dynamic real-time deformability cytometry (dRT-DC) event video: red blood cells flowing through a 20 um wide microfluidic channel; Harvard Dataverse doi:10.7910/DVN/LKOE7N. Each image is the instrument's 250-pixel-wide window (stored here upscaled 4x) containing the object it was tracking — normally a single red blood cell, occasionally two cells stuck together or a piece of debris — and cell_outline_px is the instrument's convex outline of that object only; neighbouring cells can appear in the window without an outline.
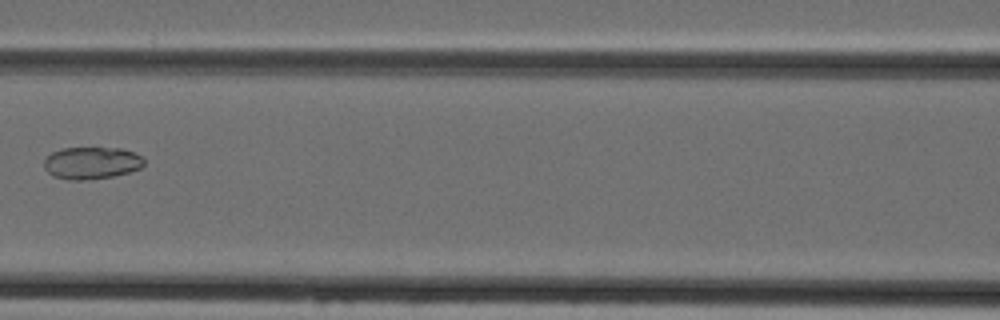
{"species": "Egyptian fruit bat (a non-hibernating species)", "species_latin": "Rousettus aegyptiacus", "temperature_condition": "cold", "stored_images_in_passage": 4, "camera_frame_rate_fps": 3000, "um_per_image_px": 0.085, "animal": {"sex": "female"}, "frame": {"image": 1, "passage_image": 4, "time_ms": 3.333, "image_size_px": [1000, 320], "cell_outline_px": [[144, 164], [140, 168], [128, 172], [112, 176], [88, 180], [68, 180], [52, 176], [44, 168], [44, 160], [52, 152], [64, 148], [120, 148], [144, 156]], "centroid_in_image_um": [7.78, 13.86], "position_along_channel_um": 158.8, "area_um2": 18.79}}